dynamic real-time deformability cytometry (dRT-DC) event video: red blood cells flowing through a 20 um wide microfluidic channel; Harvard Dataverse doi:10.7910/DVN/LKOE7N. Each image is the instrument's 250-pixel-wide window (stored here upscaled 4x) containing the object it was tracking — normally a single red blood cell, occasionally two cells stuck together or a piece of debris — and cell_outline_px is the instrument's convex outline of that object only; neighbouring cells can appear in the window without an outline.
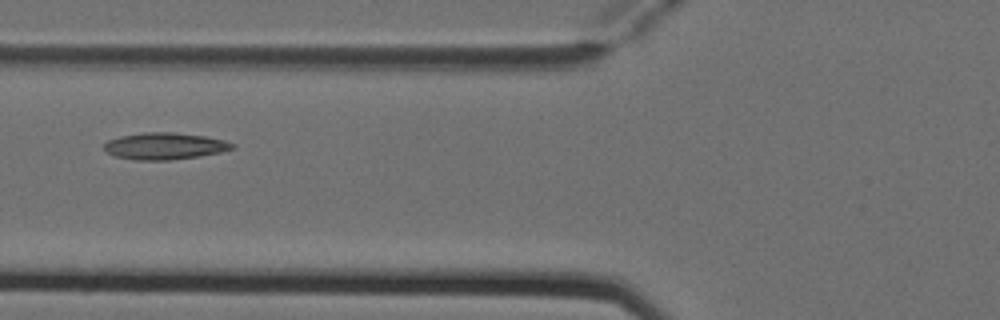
{"species": "Egyptian fruit bat (a non-hibernating species)", "species_latin": "Rousettus aegyptiacus", "temperature_condition": "cold", "stored_images_in_passage": 3, "camera_frame_rate_fps": 3000, "um_per_image_px": 0.085, "animal": {"sex": "female"}, "frame": {"image": 1, "passage_image": 2, "time_ms": 0.333, "image_size_px": [1000, 320], "cell_outline_px": [[236, 148], [220, 152], [200, 156], [172, 160], [132, 160], [116, 156], [108, 152], [104, 148], [104, 144], [108, 140], [120, 136], [140, 132], [172, 132], [204, 136], [224, 140], [236, 144]], "centroid_in_image_um": [14.01, 12.41], "position_along_channel_um": 111.8, "area_um2": 20.11}}
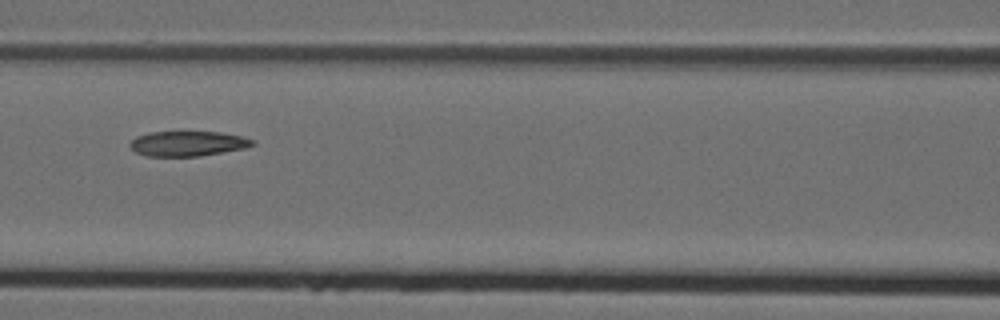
{"frame": {"image": 2, "passage_image": 3, "time_ms": 0.667, "image_size_px": [1000, 320], "cell_outline_px": [[256, 144], [244, 148], [200, 156], [144, 156], [136, 152], [128, 144], [136, 136], [152, 132], [220, 132], [244, 136], [256, 140]], "centroid_in_image_um": [15.99, 12.2], "position_along_channel_um": 150.6, "area_um2": 17.92}}